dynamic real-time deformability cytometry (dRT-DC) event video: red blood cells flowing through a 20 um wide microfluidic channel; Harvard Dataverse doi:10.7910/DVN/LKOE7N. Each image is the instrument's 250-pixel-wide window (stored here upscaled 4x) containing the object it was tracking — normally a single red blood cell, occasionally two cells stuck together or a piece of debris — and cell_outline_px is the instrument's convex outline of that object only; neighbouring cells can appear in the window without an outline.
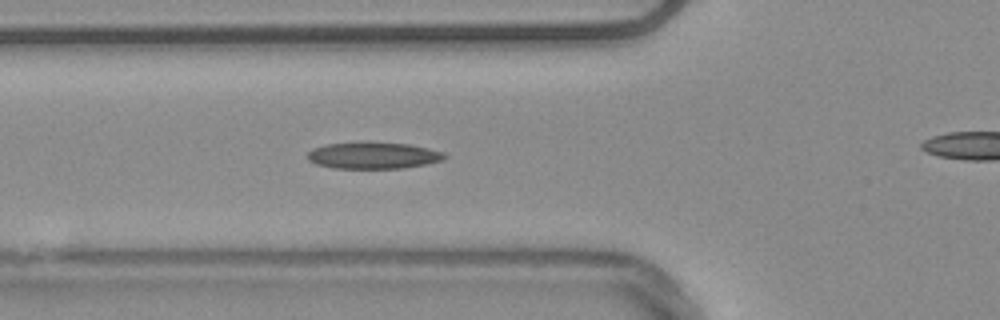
{"species": "common noctule bat (a hibernating species)", "species_latin": "Nyctalus noctula", "temperature_condition": "warm", "stored_images_in_passage": 44, "camera_frame_rate_fps": 3000, "um_per_image_px": 0.085, "animal": {"sex": "male", "body_mass_g": 20.4}, "frame": {"image": 1, "passage_image": 19, "time_ms": 6.0, "image_size_px": [1000, 320], "cell_outline_px": [[448, 156], [444, 160], [424, 164], [400, 168], [332, 168], [316, 164], [308, 160], [308, 152], [312, 148], [328, 144], [368, 140], [408, 144], [428, 148], [444, 152]], "centroid_in_image_um": [31.72, 13.19], "position_along_channel_um": 94.1, "area_um2": 21.68}}